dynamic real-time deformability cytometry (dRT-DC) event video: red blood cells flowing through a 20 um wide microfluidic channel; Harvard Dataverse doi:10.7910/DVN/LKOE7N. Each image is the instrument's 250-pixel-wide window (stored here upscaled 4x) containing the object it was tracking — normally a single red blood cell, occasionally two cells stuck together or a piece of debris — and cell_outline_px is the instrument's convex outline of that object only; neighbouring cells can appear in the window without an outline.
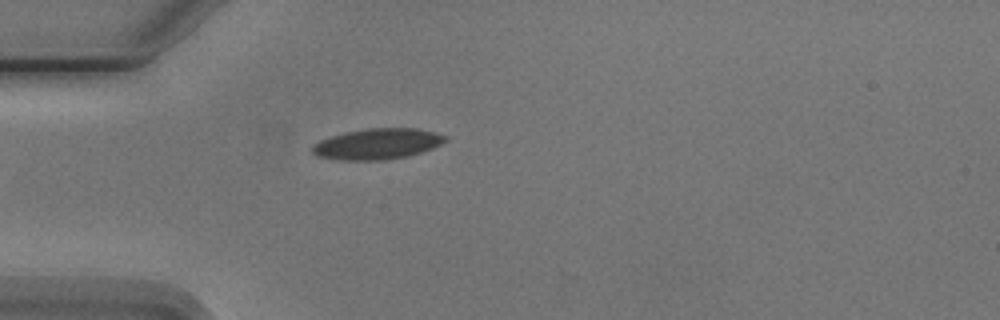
{"species": "Egyptian fruit bat (a non-hibernating species)", "species_latin": "Rousettus aegyptiacus", "temperature_condition": "cold", "stored_images_in_passage": 1, "camera_frame_rate_fps": 3000, "um_per_image_px": 0.085, "animal": {"sex": "male"}, "frame": {"image": 1, "passage_image": 1, "time_ms": 0.0, "image_size_px": [1000, 320], "cell_outline_px": [[448, 140], [432, 148], [408, 156], [384, 160], [336, 160], [316, 156], [312, 152], [312, 148], [320, 140], [332, 136], [348, 132], [368, 128], [416, 128], [436, 132], [448, 136]], "centroid_in_image_um": [32.11, 12.24], "position_along_channel_um": 52.9, "area_um2": 23.81}}